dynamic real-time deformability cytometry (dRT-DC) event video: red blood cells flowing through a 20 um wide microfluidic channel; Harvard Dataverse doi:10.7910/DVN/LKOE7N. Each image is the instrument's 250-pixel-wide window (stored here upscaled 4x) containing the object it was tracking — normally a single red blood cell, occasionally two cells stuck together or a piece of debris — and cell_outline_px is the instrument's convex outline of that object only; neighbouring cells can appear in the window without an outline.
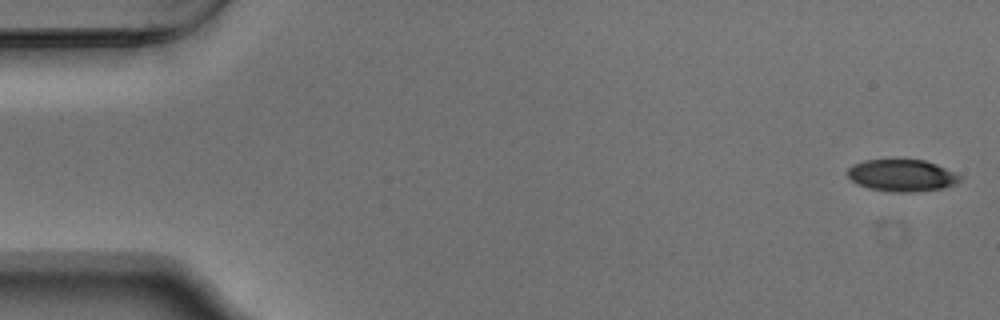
{"species": "Egyptian fruit bat (a non-hibernating species)", "species_latin": "Rousettus aegyptiacus", "temperature_condition": "warm", "stored_images_in_passage": 51, "camera_frame_rate_fps": 3000, "um_per_image_px": 0.085, "animal": {"sex": "male"}, "frame": {"image": 1, "passage_image": 1, "time_ms": 0.0, "image_size_px": [1000, 320], "cell_outline_px": [[964, 176], [956, 184], [944, 188], [912, 192], [892, 192], [868, 188], [852, 180], [848, 176], [848, 168], [852, 164], [864, 160], [924, 160], [936, 164]], "centroid_in_image_um": [76.7, 14.91], "position_along_channel_um": 8.3, "area_um2": 20.92}}
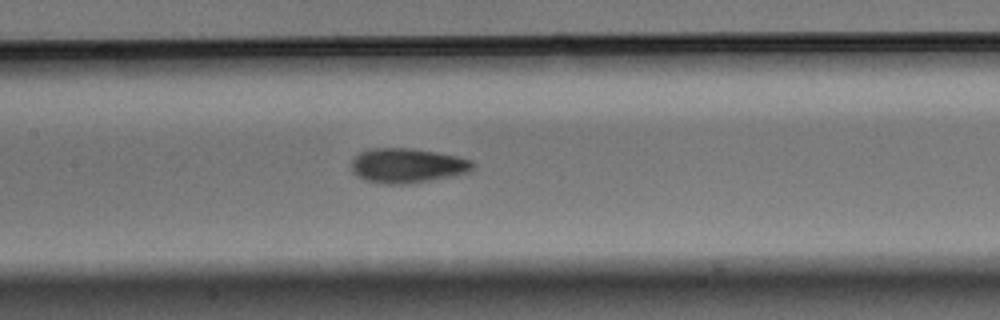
{"frame": {"image": 2, "passage_image": 25, "time_ms": 8.0, "image_size_px": [1000, 320], "cell_outline_px": [[476, 164], [468, 172], [452, 176], [408, 184], [380, 184], [364, 180], [356, 176], [352, 172], [352, 160], [360, 152], [372, 148], [412, 148], [456, 156], [472, 160]], "centroid_in_image_um": [34.59, 14.08], "position_along_channel_um": 172.8, "area_um2": 24.57}}
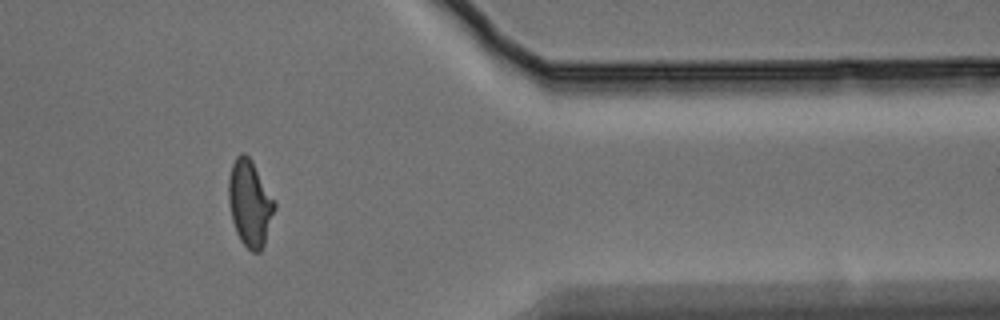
{"frame": {"image": 3, "passage_image": 44, "time_ms": 14.333, "image_size_px": [1000, 320], "cell_outline_px": [[276, 208], [264, 244], [260, 252], [252, 252], [240, 240], [236, 232], [232, 220], [228, 200], [228, 180], [232, 164], [236, 156], [240, 152], [244, 152], [252, 160], [276, 200]], "centroid_in_image_um": [21.25, 17.24], "position_along_channel_um": 390.2, "area_um2": 23.41}}